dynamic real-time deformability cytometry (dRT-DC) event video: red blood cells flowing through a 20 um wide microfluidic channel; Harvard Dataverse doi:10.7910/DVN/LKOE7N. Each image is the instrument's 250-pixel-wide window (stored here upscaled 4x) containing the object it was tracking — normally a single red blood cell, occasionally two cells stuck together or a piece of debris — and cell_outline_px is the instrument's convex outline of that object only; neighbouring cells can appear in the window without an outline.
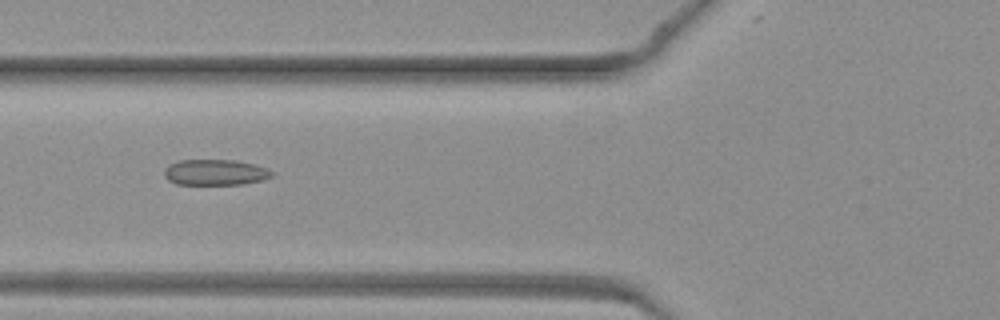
{"species": "common noctule bat (a hibernating species)", "species_latin": "Nyctalus noctula", "temperature_condition": "warm", "stored_images_in_passage": 46, "camera_frame_rate_fps": 3000, "um_per_image_px": 0.085, "animal": {"sex": "female", "body_mass_g": 19.3, "forearm_length_mm": 54.1}, "frame": {"image": 1, "passage_image": 18, "time_ms": 5.667, "image_size_px": [1000, 320], "cell_outline_px": [[276, 176], [264, 180], [244, 184], [176, 184], [168, 180], [164, 176], [164, 168], [168, 164], [180, 160], [236, 160], [268, 168], [276, 172]], "centroid_in_image_um": [18.34, 14.65], "position_along_channel_um": 107.5, "area_um2": 16.47}}
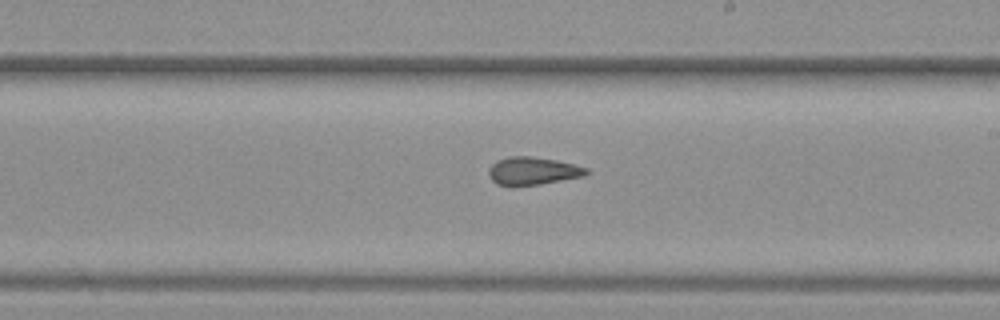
{"frame": {"image": 2, "passage_image": 27, "time_ms": 8.667, "image_size_px": [1000, 320], "cell_outline_px": [[592, 172], [584, 176], [540, 184], [512, 188], [496, 184], [488, 176], [488, 168], [496, 160], [508, 156], [532, 156], [556, 160], [588, 168]], "centroid_in_image_um": [45.24, 14.55], "position_along_channel_um": 243.8, "area_um2": 16.36}}
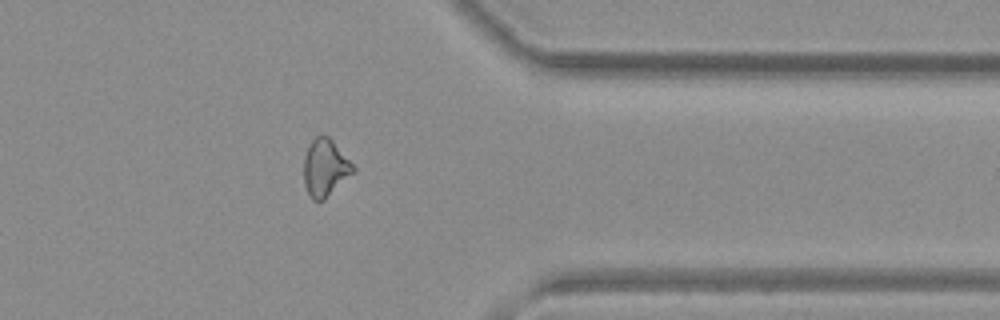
{"frame": {"image": 3, "passage_image": 37, "time_ms": 12.0, "image_size_px": [1000, 320], "cell_outline_px": [[356, 172], [324, 200], [312, 200], [308, 196], [304, 184], [304, 156], [312, 140], [316, 136], [328, 136], [332, 140], [356, 168]], "centroid_in_image_um": [27.65, 14.3], "position_along_channel_um": 383.8, "area_um2": 16.53}}